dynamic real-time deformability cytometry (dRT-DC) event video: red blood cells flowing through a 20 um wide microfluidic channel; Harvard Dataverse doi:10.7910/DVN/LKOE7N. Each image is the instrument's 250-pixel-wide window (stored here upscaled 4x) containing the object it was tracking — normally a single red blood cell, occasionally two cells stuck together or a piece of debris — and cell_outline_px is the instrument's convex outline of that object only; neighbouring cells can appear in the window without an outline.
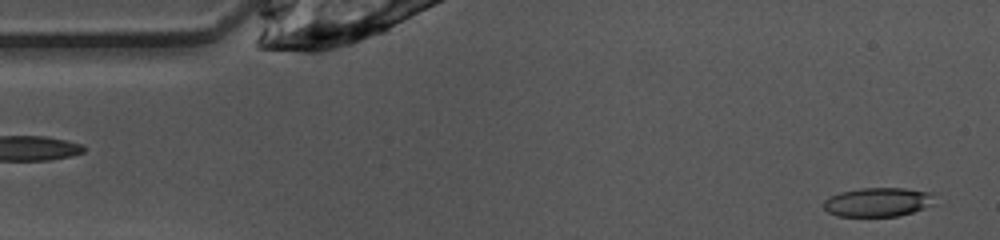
{"species": "common noctule bat (a hibernating species)", "species_latin": "Nyctalus noctula", "temperature_condition": "warm", "stored_images_in_passage": 2, "camera_frame_rate_fps": 3000, "um_per_image_px": 0.085, "animal": {"sex": "female", "body_mass_g": 10.0, "forearm_length_mm": 53.1}, "frame": {"image": 1, "passage_image": 1, "time_ms": 0.0, "image_size_px": [1000, 240], "cell_outline_px": [[936, 204], [900, 216], [836, 216], [828, 212], [824, 208], [824, 200], [840, 192], [860, 188], [904, 188], [932, 192]], "centroid_in_image_um": [74.66, 17.18], "position_along_channel_um": 10.3, "area_um2": 18.9}}